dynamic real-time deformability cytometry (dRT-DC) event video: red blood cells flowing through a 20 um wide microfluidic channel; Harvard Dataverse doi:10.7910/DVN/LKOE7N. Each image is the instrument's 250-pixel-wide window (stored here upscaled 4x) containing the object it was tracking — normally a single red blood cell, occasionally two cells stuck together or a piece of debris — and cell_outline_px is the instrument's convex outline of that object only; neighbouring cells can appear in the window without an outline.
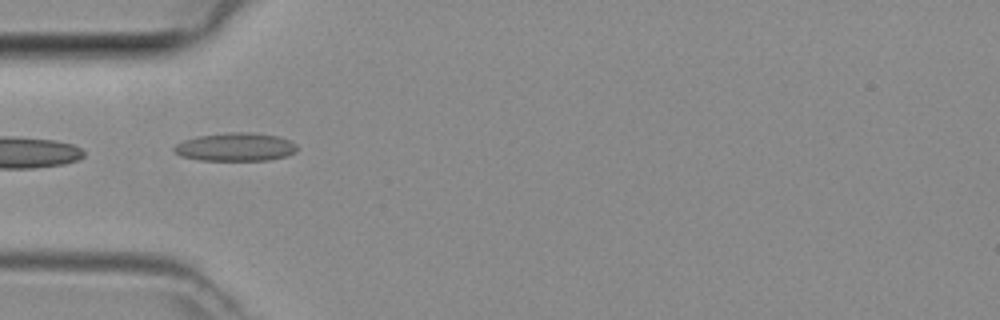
{"species": "common noctule bat (a hibernating species)", "species_latin": "Nyctalus noctula", "temperature_condition": "room temperature", "stored_images_in_passage": 6, "camera_frame_rate_fps": 3000, "um_per_image_px": 0.085, "animal": {"sex": "female", "body_mass_g": 29.2, "forearm_length_mm": 56.3}, "frame": {"image": 1, "passage_image": 5, "time_ms": 1.333, "image_size_px": [1000, 320], "cell_outline_px": [[296, 152], [288, 156], [268, 160], [200, 160], [180, 156], [172, 148], [176, 144], [184, 140], [200, 136], [232, 132], [252, 132], [276, 136], [292, 140], [296, 144]], "centroid_in_image_um": [20.05, 12.5], "position_along_channel_um": 64.9, "area_um2": 20.23}}
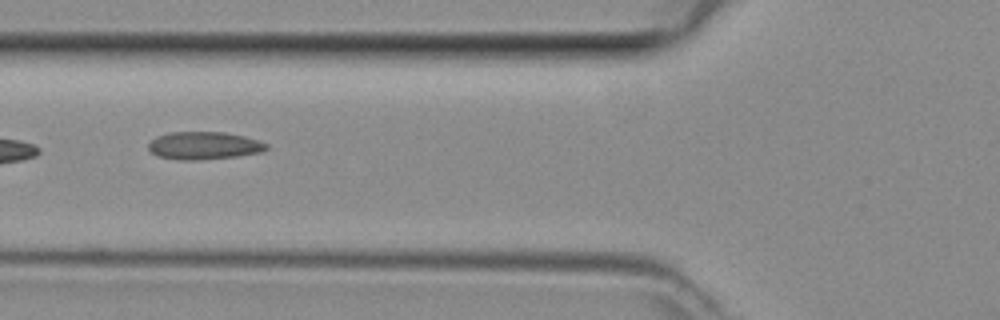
{"frame": {"image": 2, "passage_image": 6, "time_ms": 1.667, "image_size_px": [1000, 320], "cell_outline_px": [[268, 148], [264, 152], [236, 156], [196, 160], [180, 160], [156, 156], [148, 148], [148, 144], [156, 136], [168, 132], [224, 132], [244, 136], [268, 144]], "centroid_in_image_um": [17.32, 12.37], "position_along_channel_um": 108.5, "area_um2": 19.07}}